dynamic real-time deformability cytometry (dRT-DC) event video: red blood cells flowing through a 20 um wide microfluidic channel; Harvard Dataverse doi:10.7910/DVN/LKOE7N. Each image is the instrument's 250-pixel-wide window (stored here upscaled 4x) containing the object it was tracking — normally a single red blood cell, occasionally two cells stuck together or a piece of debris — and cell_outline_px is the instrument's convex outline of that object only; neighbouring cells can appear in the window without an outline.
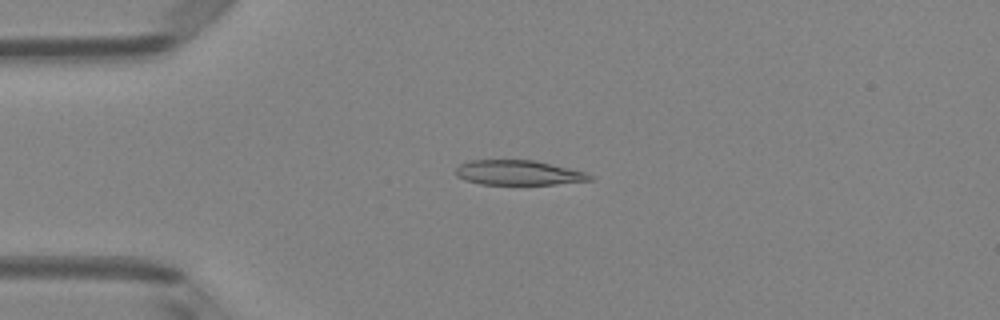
{"species": "Egyptian fruit bat (a non-hibernating species)", "species_latin": "Rousettus aegyptiacus", "temperature_condition": "room temperature", "stored_images_in_passage": 28, "camera_frame_rate_fps": 3000, "um_per_image_px": 0.085, "animal": {"sex": "female"}, "frame": {"image": 1, "passage_image": 1, "time_ms": 0.0, "image_size_px": [1000, 320], "cell_outline_px": [[596, 176], [592, 180], [556, 184], [480, 184], [464, 180], [456, 176], [456, 168], [460, 164], [468, 160], [536, 160], [584, 172]], "centroid_in_image_um": [44.05, 14.68], "position_along_channel_um": 40.9, "area_um2": 19.42}}
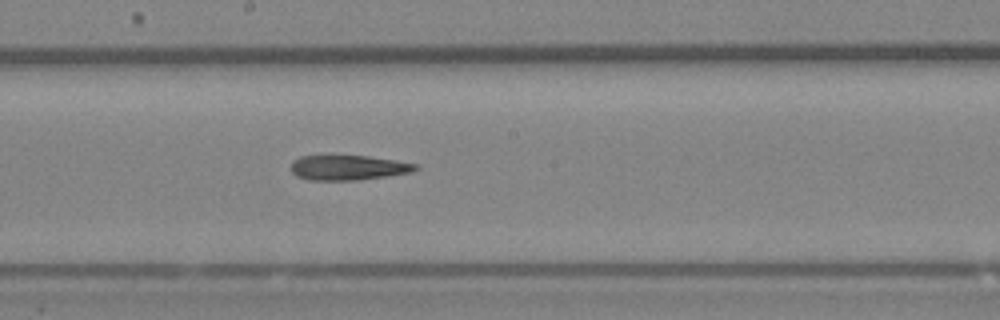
{"frame": {"image": 2, "passage_image": 16, "time_ms": 5.0, "image_size_px": [1000, 320], "cell_outline_px": [[420, 168], [412, 172], [388, 176], [356, 180], [308, 180], [296, 176], [292, 172], [292, 160], [300, 156], [368, 156], [396, 160], [420, 164]], "centroid_in_image_um": [29.64, 14.25], "position_along_channel_um": 218.6, "area_um2": 18.21}}
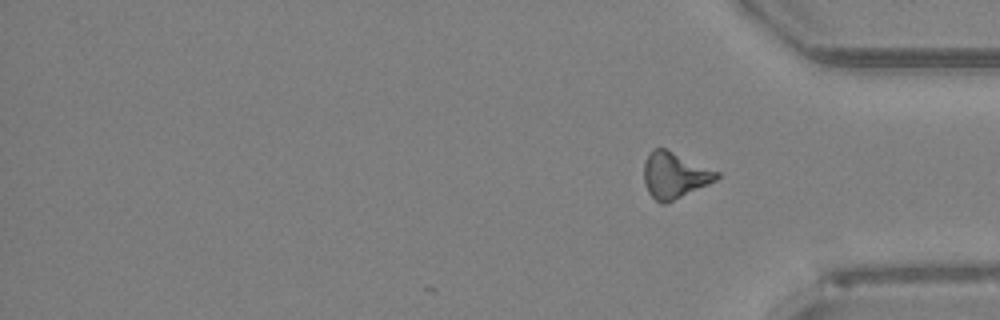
{"frame": {"image": 3, "passage_image": 28, "time_ms": 9.0, "image_size_px": [1000, 320], "cell_outline_px": [[720, 176], [716, 180], [708, 184], [664, 204], [660, 204], [648, 192], [644, 184], [644, 164], [652, 148], [664, 148], [720, 172]], "centroid_in_image_um": [57.32, 14.89], "position_along_channel_um": 377.9, "area_um2": 19.25}}